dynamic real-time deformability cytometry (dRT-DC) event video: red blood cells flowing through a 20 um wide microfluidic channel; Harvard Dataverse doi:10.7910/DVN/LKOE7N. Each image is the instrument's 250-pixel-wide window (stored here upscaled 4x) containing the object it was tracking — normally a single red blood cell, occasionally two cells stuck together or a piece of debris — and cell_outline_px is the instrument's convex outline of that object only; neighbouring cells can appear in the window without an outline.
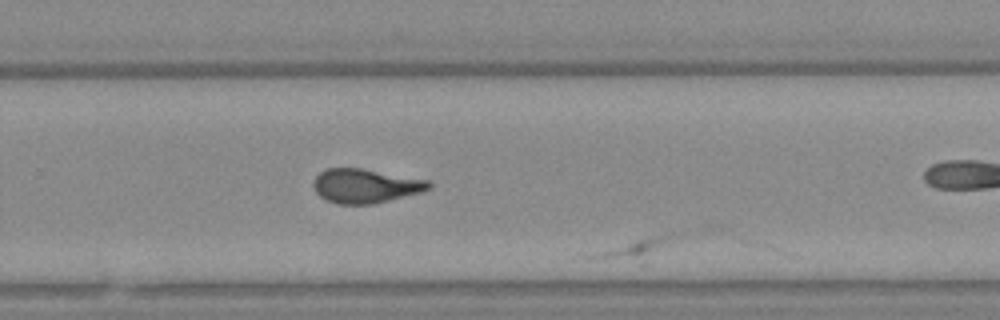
{"species": "Egyptian fruit bat (a non-hibernating species)", "species_latin": "Rousettus aegyptiacus", "temperature_condition": "warm", "stored_images_in_passage": 26, "camera_frame_rate_fps": 3000, "um_per_image_px": 0.085, "animal": {"sex": "female"}, "frame": {"image": 1, "passage_image": 21, "time_ms": 6.667, "image_size_px": [1000, 320], "cell_outline_px": [[752, 244], [648, 264], [640, 264], [584, 256], [652, 236], [668, 232], [692, 228], [720, 228], [740, 236]], "centroid_in_image_um": [57.21, 20.91], "position_along_channel_um": 272.6, "area_um2": 23.06}}